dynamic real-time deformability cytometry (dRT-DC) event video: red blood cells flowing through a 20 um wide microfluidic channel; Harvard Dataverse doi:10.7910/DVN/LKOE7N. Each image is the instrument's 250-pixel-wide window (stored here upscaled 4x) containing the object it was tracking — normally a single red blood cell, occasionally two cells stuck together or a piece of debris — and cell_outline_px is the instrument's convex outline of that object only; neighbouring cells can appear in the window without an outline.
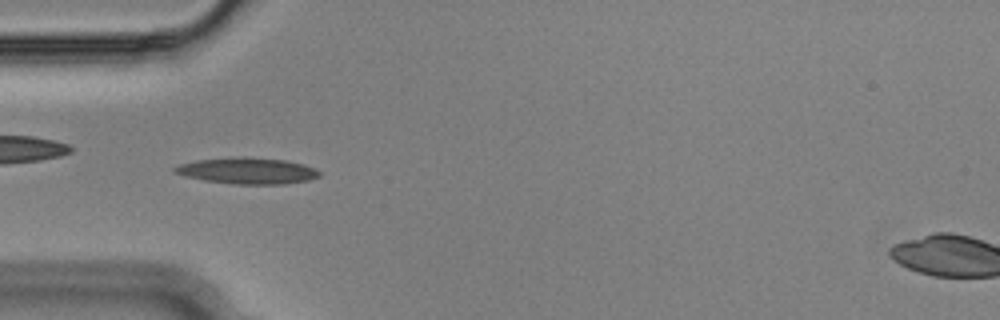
{"species": "Egyptian fruit bat (a non-hibernating species)", "species_latin": "Rousettus aegyptiacus", "temperature_condition": "cold", "stored_images_in_passage": 36, "camera_frame_rate_fps": 3000, "um_per_image_px": 0.085, "animal": {"sex": "male"}, "frame": {"image": 1, "passage_image": 5, "time_ms": 1.333, "image_size_px": [1000, 320], "cell_outline_px": [[320, 176], [308, 180], [284, 184], [232, 184], [204, 180], [184, 176], [172, 172], [172, 168], [180, 164], [196, 160], [240, 156], [288, 160], [304, 164], [320, 172]], "centroid_in_image_um": [20.99, 14.51], "position_along_channel_um": 64.0, "area_um2": 22.25}}
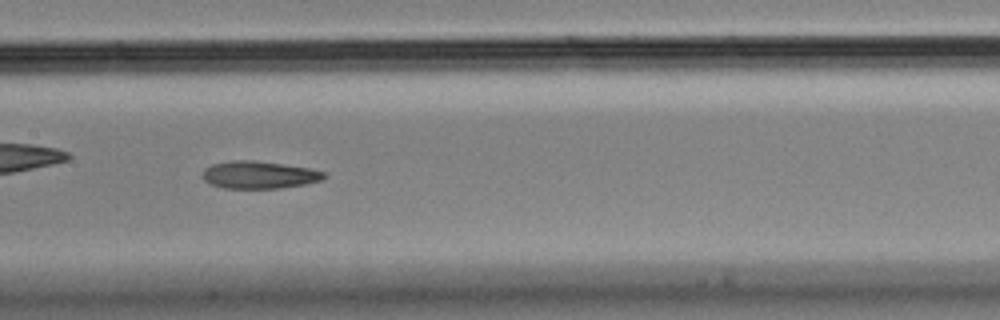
{"frame": {"image": 2, "passage_image": 15, "time_ms": 4.667, "image_size_px": [1000, 320], "cell_outline_px": [[328, 176], [320, 180], [304, 184], [280, 188], [224, 188], [212, 184], [204, 180], [200, 176], [204, 168], [212, 164], [232, 160], [256, 160], [312, 168], [328, 172]], "centroid_in_image_um": [22.04, 14.85], "position_along_channel_um": 185.4, "area_um2": 19.71}}
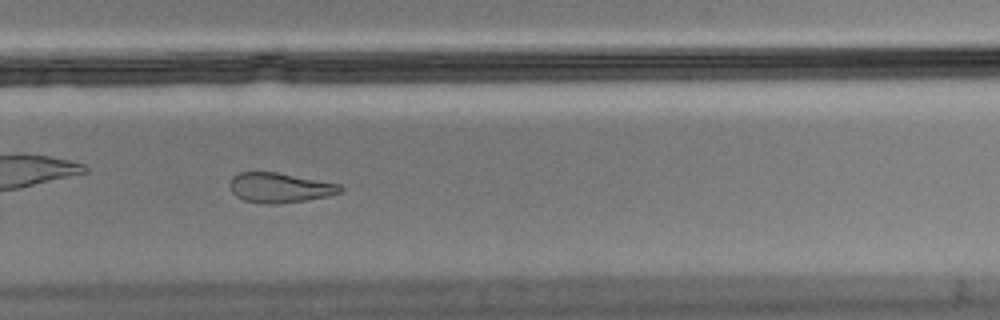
{"frame": {"image": 3, "passage_image": 25, "time_ms": 8.0, "image_size_px": [1000, 320], "cell_outline_px": [[344, 188], [340, 192], [328, 196], [280, 204], [264, 204], [244, 200], [236, 196], [232, 192], [228, 184], [232, 176], [240, 172], [276, 172], [340, 184]], "centroid_in_image_um": [23.75, 15.95], "position_along_channel_um": 306.1, "area_um2": 19.25}, "authors_computed_cell_mechanics": {"area_um2": 20.23, "velocity_mm_per_s": 3.6384, "shape_relaxation_time_tau1_ms": null, "shape_relaxation_time_tau2_ms": 9.6751, "deformation_change_tau1": null, "deformation_change_tau2": 0.2014}}